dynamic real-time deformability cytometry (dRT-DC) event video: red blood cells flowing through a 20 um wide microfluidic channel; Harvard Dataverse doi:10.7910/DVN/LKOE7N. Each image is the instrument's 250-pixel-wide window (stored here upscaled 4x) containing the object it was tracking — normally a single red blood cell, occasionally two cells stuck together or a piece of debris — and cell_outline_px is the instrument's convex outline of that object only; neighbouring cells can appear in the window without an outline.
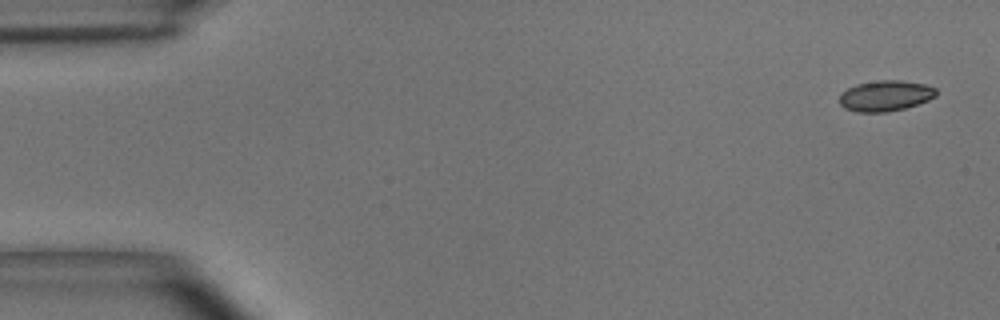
{"species": "common noctule bat (a hibernating species)", "species_latin": "Nyctalus noctula", "temperature_condition": "room temperature", "stored_images_in_passage": 53, "camera_frame_rate_fps": 3000, "um_per_image_px": 0.085, "animal": {"sex": "male", "body_mass_g": 15.6}, "frame": {"image": 1, "passage_image": 1, "time_ms": 0.0, "image_size_px": [1000, 320], "cell_outline_px": [[936, 96], [928, 100], [904, 108], [888, 112], [856, 112], [844, 108], [840, 104], [840, 92], [856, 84], [880, 80], [900, 80], [924, 84], [936, 88]], "centroid_in_image_um": [75.23, 8.14], "position_along_channel_um": 9.8, "area_um2": 17.28}}
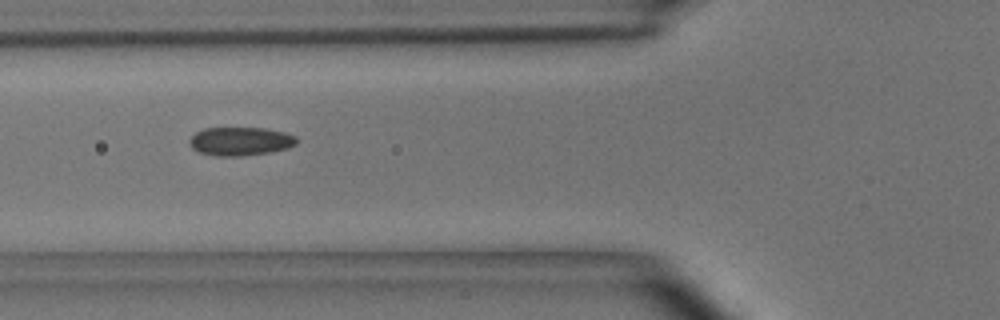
{"frame": {"image": 2, "passage_image": 19, "time_ms": 6.0, "image_size_px": [1000, 320], "cell_outline_px": [[296, 144], [288, 148], [272, 152], [240, 156], [216, 156], [200, 152], [192, 148], [188, 144], [188, 140], [196, 132], [204, 128], [264, 128], [284, 132], [296, 136]], "centroid_in_image_um": [20.42, 12.01], "position_along_channel_um": 105.4, "area_um2": 17.86}}
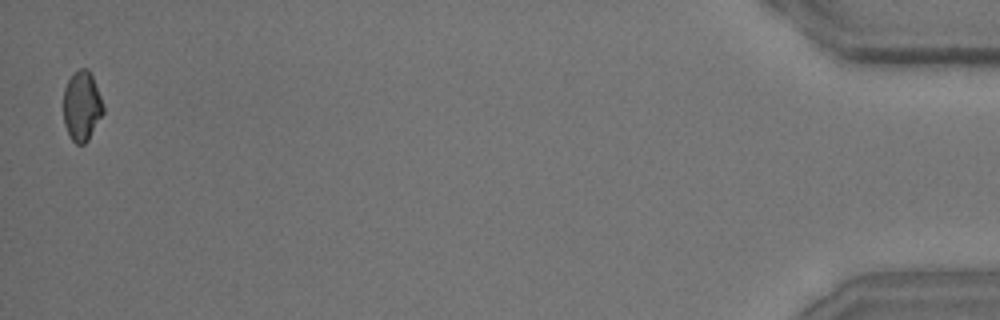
{"frame": {"image": 3, "passage_image": 53, "time_ms": 17.333, "image_size_px": [1000, 320], "cell_outline_px": [[104, 112], [88, 140], [84, 144], [76, 144], [72, 140], [64, 124], [64, 88], [68, 80], [80, 68], [88, 68], [92, 76], [100, 96], [104, 108]], "centroid_in_image_um": [6.96, 9.03], "position_along_channel_um": 428.2, "area_um2": 15.95}, "authors_computed_cell_mechanics": {"area_um2": 17.5712, "velocity_mm_per_s": 3.6428, "shape_relaxation_time_tau1_ms": 7.0742, "shape_relaxation_time_tau2_ms": 1.8432, "deformation_change_tau1": 0.1167, "deformation_change_tau2": 0.0658}}